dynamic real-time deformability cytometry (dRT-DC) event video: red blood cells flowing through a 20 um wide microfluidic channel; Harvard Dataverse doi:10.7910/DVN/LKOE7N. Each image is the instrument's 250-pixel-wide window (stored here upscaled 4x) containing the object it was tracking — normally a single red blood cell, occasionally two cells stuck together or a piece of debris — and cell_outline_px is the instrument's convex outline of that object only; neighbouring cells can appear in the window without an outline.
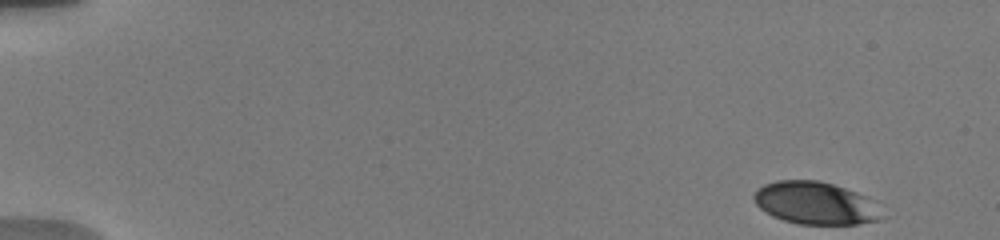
{"species": "human", "species_latin": "Homo sapiens", "temperature_condition": "warm", "stored_images_in_passage": 41, "camera_frame_rate_fps": 3000, "um_per_image_px": 0.085, "donor": {"sex": "male"}, "frame": {"image": 1, "passage_image": 1, "time_ms": 0.0, "image_size_px": [1000, 240], "cell_outline_px": [[880, 220], [856, 224], [796, 224], [772, 216], [760, 208], [752, 200], [752, 196], [756, 188], [764, 184], [776, 180], [820, 180], [856, 192], [864, 196]], "centroid_in_image_um": [69.12, 17.25], "position_along_channel_um": 15.9, "area_um2": 30.98}}
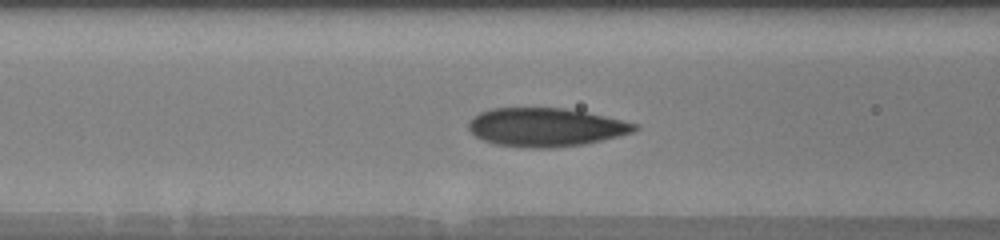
{"frame": {"image": 2, "passage_image": 19, "time_ms": 6.667, "image_size_px": [1000, 240], "cell_outline_px": [[640, 128], [632, 132], [584, 144], [552, 148], [528, 148], [496, 144], [484, 140], [476, 136], [468, 128], [468, 120], [472, 116], [480, 112], [492, 108], [564, 108], [604, 116], [640, 124]], "centroid_in_image_um": [46.36, 10.81], "position_along_channel_um": 120.2, "area_um2": 37.17}}
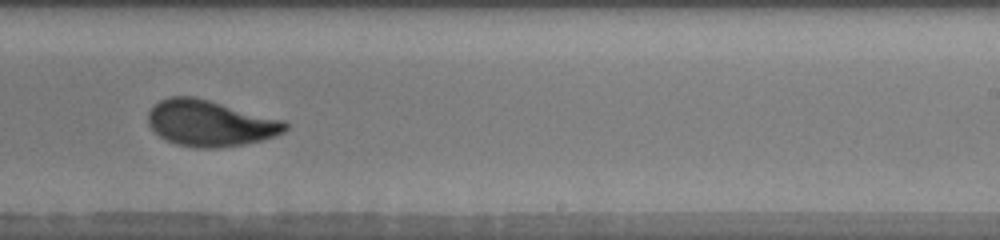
{"frame": {"image": 3, "passage_image": 30, "time_ms": 10.667, "image_size_px": [1000, 240], "cell_outline_px": [[288, 128], [284, 132], [276, 136], [244, 144], [216, 148], [196, 148], [176, 144], [160, 136], [148, 124], [148, 112], [160, 100], [168, 96], [192, 96], [208, 100], [284, 120], [288, 124]], "centroid_in_image_um": [17.87, 10.48], "position_along_channel_um": 271.1, "area_um2": 36.59}, "authors_computed_cell_mechanics": {"area_um2": 35.547, "velocity_mm_per_s": 3.7774, "shape_relaxation_time_tau1_ms": 6.227, "shape_relaxation_time_tau2_ms": 0.8464, "deformation_change_tau1": 0.1931, "deformation_change_tau2": 0.0572}}